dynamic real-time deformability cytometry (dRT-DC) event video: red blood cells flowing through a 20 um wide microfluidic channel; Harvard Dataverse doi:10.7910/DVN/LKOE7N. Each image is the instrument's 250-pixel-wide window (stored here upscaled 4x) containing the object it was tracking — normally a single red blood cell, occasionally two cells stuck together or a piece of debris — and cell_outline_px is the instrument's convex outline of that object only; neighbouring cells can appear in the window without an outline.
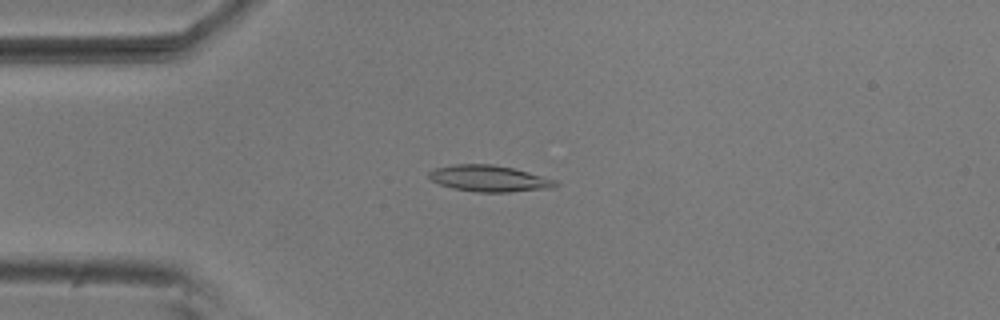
{"species": "common noctule bat (a hibernating species)", "species_latin": "Nyctalus noctula", "temperature_condition": "room temperature", "stored_images_in_passage": 54, "camera_frame_rate_fps": 3000, "um_per_image_px": 0.085, "animal": {"sex": "male", "body_mass_g": 20.5, "forearm_length_mm": 52.5}, "frame": {"image": 1, "passage_image": 13, "time_ms": 4.0, "image_size_px": [1000, 320], "cell_outline_px": [[560, 184], [556, 188], [508, 192], [476, 192], [452, 188], [440, 184], [432, 180], [428, 176], [428, 172], [436, 168], [452, 164], [492, 164], [512, 168], [528, 172], [556, 180]], "centroid_in_image_um": [41.61, 15.18], "position_along_channel_um": 43.4, "area_um2": 19.48}}
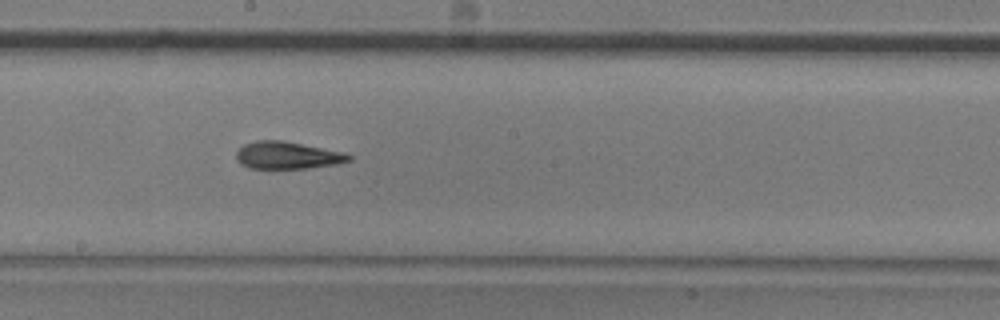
{"frame": {"image": 2, "passage_image": 29, "time_ms": 9.333, "image_size_px": [1000, 320], "cell_outline_px": [[352, 160], [336, 164], [308, 168], [248, 168], [240, 164], [236, 160], [236, 152], [244, 144], [256, 140], [284, 140], [344, 152], [352, 156]], "centroid_in_image_um": [24.42, 13.19], "position_along_channel_um": 223.8, "area_um2": 18.03}}
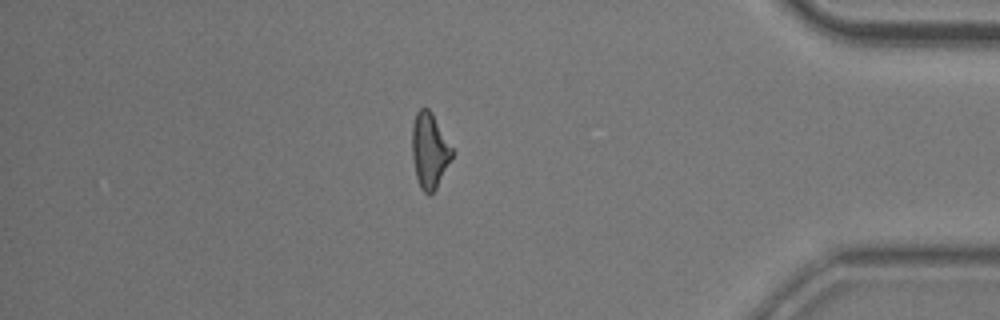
{"frame": {"image": 3, "passage_image": 46, "time_ms": 15.0, "image_size_px": [1000, 320], "cell_outline_px": [[452, 156], [436, 188], [428, 196], [420, 188], [416, 176], [412, 156], [412, 124], [416, 112], [420, 108], [428, 108], [432, 112], [452, 148]], "centroid_in_image_um": [36.48, 12.78], "position_along_channel_um": 398.7, "area_um2": 17.34}, "authors_computed_cell_mechanics": {"area_um2": 18.0336, "velocity_mm_per_s": 3.722, "shape_relaxation_time_tau1_ms": 8.292, "shape_relaxation_time_tau2_ms": 4.9847, "deformation_change_tau1": 0.1992, "deformation_change_tau2": 0.1495}}